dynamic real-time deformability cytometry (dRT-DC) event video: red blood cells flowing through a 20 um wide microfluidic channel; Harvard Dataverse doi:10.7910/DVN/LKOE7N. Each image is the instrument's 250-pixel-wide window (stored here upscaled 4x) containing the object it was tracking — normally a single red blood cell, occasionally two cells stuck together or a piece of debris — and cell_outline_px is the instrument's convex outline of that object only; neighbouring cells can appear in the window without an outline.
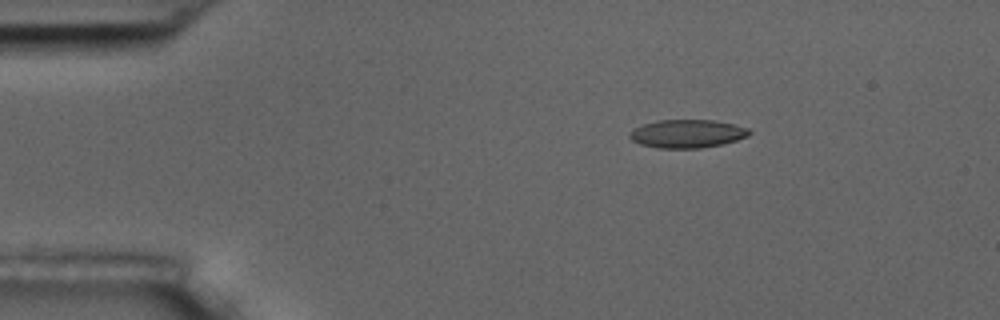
{"species": "common noctule bat (a hibernating species)", "species_latin": "Nyctalus noctula", "temperature_condition": "room temperature", "stored_images_in_passage": 5, "camera_frame_rate_fps": 3000, "um_per_image_px": 0.085, "animal": {"sex": "male", "body_mass_g": 17.5, "forearm_length_mm": 52.3}, "frame": {"image": 1, "passage_image": 3, "time_ms": 2.333, "image_size_px": [1000, 320], "cell_outline_px": [[752, 132], [748, 136], [736, 140], [720, 144], [700, 148], [660, 148], [640, 144], [632, 140], [628, 136], [628, 132], [632, 128], [656, 120], [712, 120], [732, 124], [748, 128]], "centroid_in_image_um": [58.37, 11.36], "position_along_channel_um": 26.6, "area_um2": 19.65}}